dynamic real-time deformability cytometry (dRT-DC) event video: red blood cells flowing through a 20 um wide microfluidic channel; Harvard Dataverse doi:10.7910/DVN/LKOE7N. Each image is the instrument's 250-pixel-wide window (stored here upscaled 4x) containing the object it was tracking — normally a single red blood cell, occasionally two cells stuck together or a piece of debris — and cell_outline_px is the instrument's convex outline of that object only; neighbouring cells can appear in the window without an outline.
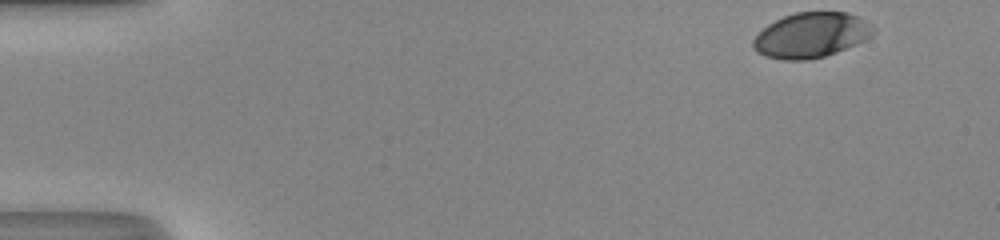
{"species": "human", "species_latin": "Homo sapiens", "temperature_condition": "room temperature", "stored_images_in_passage": 39, "camera_frame_rate_fps": 3000, "um_per_image_px": 0.085, "donor": {"sex": "male"}, "frame": {"image": 1, "passage_image": 1, "time_ms": 0.0, "image_size_px": [1000, 240], "cell_outline_px": [[876, 28], [872, 36], [856, 44], [836, 52], [824, 56], [808, 60], [784, 60], [764, 56], [756, 52], [752, 48], [752, 40], [768, 24], [784, 16], [796, 12], [848, 12], [864, 20]], "centroid_in_image_um": [68.93, 2.99], "position_along_channel_um": 16.1, "area_um2": 31.56}}
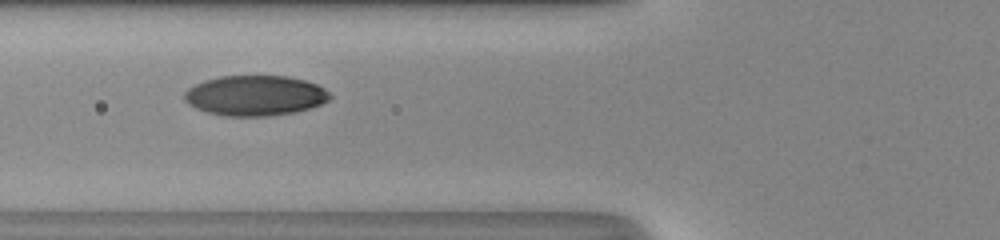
{"frame": {"image": 2, "passage_image": 17, "time_ms": 5.333, "image_size_px": [1000, 240], "cell_outline_px": [[332, 96], [328, 100], [320, 104], [308, 108], [292, 112], [264, 116], [224, 116], [208, 112], [196, 108], [188, 104], [184, 100], [184, 92], [188, 88], [204, 80], [220, 76], [288, 76], [304, 80], [316, 84], [324, 88]], "centroid_in_image_um": [21.65, 8.11], "position_along_channel_um": 104.1, "area_um2": 33.93}}
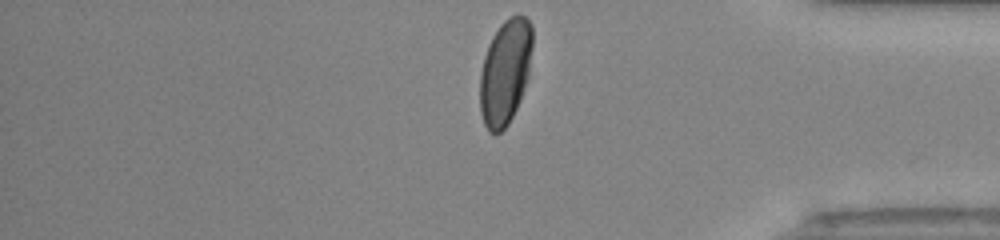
{"frame": {"image": 3, "passage_image": 39, "time_ms": 12.667, "image_size_px": [1000, 240], "cell_outline_px": [[532, 48], [528, 76], [520, 100], [508, 124], [500, 132], [488, 132], [484, 124], [480, 112], [480, 72], [484, 56], [488, 44], [492, 36], [500, 24], [504, 20], [520, 12], [532, 24]], "centroid_in_image_um": [42.93, 6.08], "position_along_channel_um": 392.3, "area_um2": 32.31}, "authors_computed_cell_mechanics": {"area_um2": 33.8708, "velocity_mm_per_s": 4.2076, "shape_relaxation_time_tau1_ms": 3.2628, "shape_relaxation_time_tau2_ms": null, "deformation_change_tau1": 0.1583, "deformation_change_tau2": null}}